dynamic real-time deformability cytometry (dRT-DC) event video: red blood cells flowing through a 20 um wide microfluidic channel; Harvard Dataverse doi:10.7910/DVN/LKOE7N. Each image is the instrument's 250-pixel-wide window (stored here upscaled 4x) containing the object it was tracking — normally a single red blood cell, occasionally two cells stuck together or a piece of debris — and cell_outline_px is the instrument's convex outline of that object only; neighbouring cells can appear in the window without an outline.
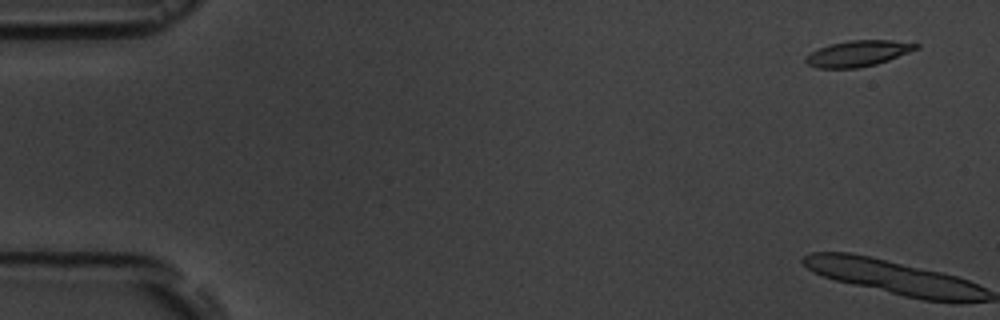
{"species": "common noctule bat (a hibernating species)", "species_latin": "Nyctalus noctula", "temperature_condition": "room temperature", "stored_images_in_passage": 5, "camera_frame_rate_fps": 3000, "um_per_image_px": 0.085, "animal": {"sex": "male", "body_mass_g": 19.5, "forearm_length_mm": 54.6}, "frame": {"image": 1, "passage_image": 1, "time_ms": 0.0, "image_size_px": [1000, 320], "cell_outline_px": [[920, 48], [888, 60], [876, 64], [856, 68], [816, 68], [808, 64], [804, 60], [812, 52], [828, 44], [848, 40], [892, 40], [920, 44]], "centroid_in_image_um": [72.95, 4.53], "position_along_channel_um": 12.0, "area_um2": 16.59}}